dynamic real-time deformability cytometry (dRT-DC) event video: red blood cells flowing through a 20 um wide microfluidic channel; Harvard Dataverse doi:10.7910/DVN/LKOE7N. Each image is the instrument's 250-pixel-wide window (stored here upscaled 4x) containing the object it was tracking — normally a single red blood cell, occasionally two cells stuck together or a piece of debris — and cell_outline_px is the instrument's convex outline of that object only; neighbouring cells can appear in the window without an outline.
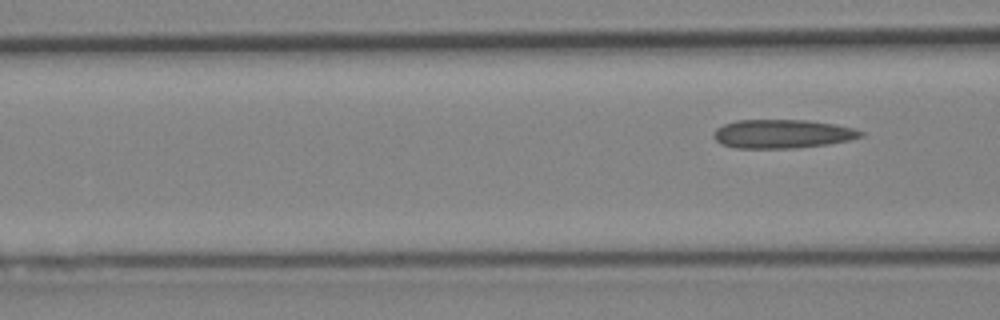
{"species": "Egyptian fruit bat (a non-hibernating species)", "species_latin": "Rousettus aegyptiacus", "temperature_condition": "cold", "stored_images_in_passage": 3, "camera_frame_rate_fps": 3000, "um_per_image_px": 0.085, "animal": {"sex": "female"}, "frame": {"image": 1, "passage_image": 3, "time_ms": 2.333, "image_size_px": [1000, 320], "cell_outline_px": [[864, 136], [848, 140], [828, 144], [796, 148], [736, 148], [720, 144], [712, 136], [712, 132], [716, 128], [724, 124], [736, 120], [808, 120], [836, 124], [852, 128], [864, 132]], "centroid_in_image_um": [66.47, 11.38], "position_along_channel_um": 100.1, "area_um2": 24.8}}